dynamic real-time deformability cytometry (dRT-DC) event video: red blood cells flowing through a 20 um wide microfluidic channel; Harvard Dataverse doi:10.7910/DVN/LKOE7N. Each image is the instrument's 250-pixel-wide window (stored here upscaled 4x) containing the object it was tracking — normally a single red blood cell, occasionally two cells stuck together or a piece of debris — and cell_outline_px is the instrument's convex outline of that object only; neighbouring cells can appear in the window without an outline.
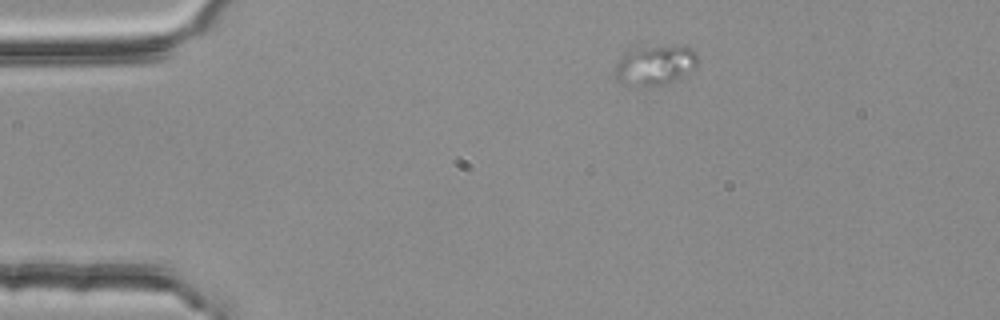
{"species": "common noctule bat (a hibernating species)", "species_latin": "Nyctalus noctula", "temperature_condition": "room temperature", "stored_images_in_passage": 2, "camera_frame_rate_fps": 3000, "um_per_image_px": 0.085, "animal": {"sex": "female", "body_mass_g": 25.1}, "frame": {"image": 1, "passage_image": 1, "time_ms": 0.0, "image_size_px": [1000, 320], "cell_outline_px": [[696, 64], [692, 68], [680, 76], [664, 84], [636, 88], [624, 84], [616, 80], [616, 64], [620, 56], [624, 52], [636, 44], [692, 48], [696, 52]], "centroid_in_image_um": [55.55, 5.51], "position_along_channel_um": 29.4, "area_um2": 19.48}}